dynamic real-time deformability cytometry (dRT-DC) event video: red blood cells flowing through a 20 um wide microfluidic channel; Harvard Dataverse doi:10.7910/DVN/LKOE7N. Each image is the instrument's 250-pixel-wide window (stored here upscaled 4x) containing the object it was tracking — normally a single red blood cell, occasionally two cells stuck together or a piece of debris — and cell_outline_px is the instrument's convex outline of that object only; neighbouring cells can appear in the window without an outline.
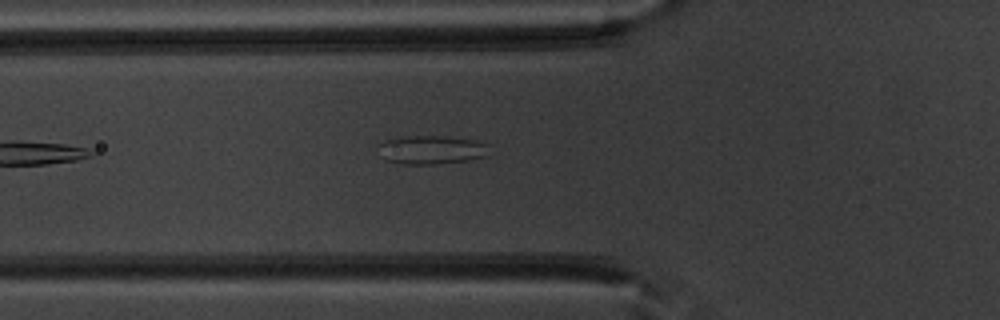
{"species": "common noctule bat (a hibernating species)", "species_latin": "Nyctalus noctula", "temperature_condition": "warm", "stored_images_in_passage": 22, "camera_frame_rate_fps": 3000, "um_per_image_px": 0.085, "animal": {"sex": "male", "body_mass_g": 20.1, "forearm_length_mm": 53.5}, "frame": {"image": 1, "passage_image": 2, "time_ms": 0.333, "image_size_px": [1000, 320], "cell_outline_px": [[492, 144], [488, 156], [468, 160], [436, 164], [400, 164], [384, 160], [376, 144], [384, 140], [408, 136], [448, 136], [476, 140]], "centroid_in_image_um": [36.71, 12.73], "position_along_channel_um": 89.1, "area_um2": 19.02}}
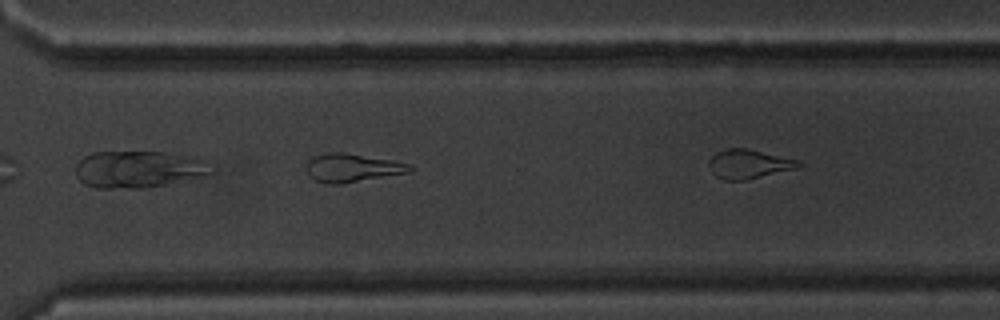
{"frame": {"image": 2, "passage_image": 19, "time_ms": 6.0, "image_size_px": [1000, 320], "cell_outline_px": [[416, 168], [412, 172], [340, 184], [328, 184], [316, 180], [308, 176], [304, 168], [308, 160], [312, 156], [328, 152], [344, 152], [392, 160], [412, 164]], "centroid_in_image_um": [29.94, 14.26], "position_along_channel_um": 340.7, "area_um2": 17.51}}